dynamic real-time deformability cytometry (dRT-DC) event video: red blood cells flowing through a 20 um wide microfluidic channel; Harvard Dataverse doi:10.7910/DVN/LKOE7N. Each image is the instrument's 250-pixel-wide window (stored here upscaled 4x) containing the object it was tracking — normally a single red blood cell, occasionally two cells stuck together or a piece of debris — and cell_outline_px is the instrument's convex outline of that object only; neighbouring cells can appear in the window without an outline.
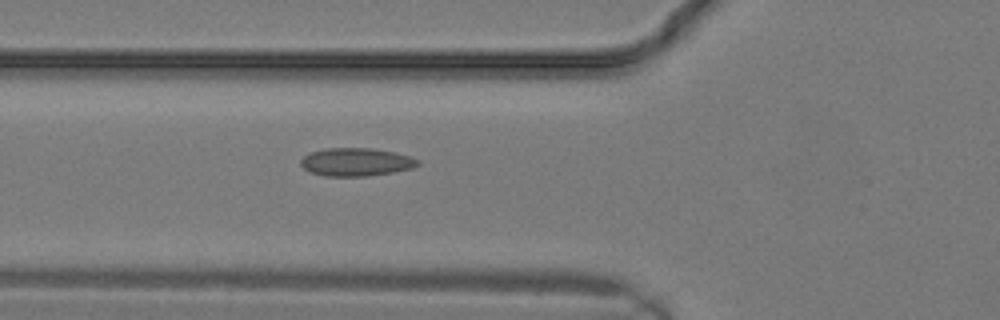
{"species": "common noctule bat (a hibernating species)", "species_latin": "Nyctalus noctula", "temperature_condition": "warm", "stored_images_in_passage": 8, "camera_frame_rate_fps": 3000, "um_per_image_px": 0.085, "animal": {"sex": "male", "body_mass_g": 19.2, "forearm_length_mm": 51.8}, "frame": {"image": 1, "passage_image": 8, "time_ms": 2.333, "image_size_px": [1000, 320], "cell_outline_px": [[420, 164], [412, 168], [396, 172], [368, 176], [324, 176], [312, 172], [304, 168], [300, 164], [300, 160], [304, 156], [312, 152], [324, 148], [372, 148], [396, 152], [420, 160]], "centroid_in_image_um": [30.3, 13.77], "position_along_channel_um": 95.5, "area_um2": 19.25}}